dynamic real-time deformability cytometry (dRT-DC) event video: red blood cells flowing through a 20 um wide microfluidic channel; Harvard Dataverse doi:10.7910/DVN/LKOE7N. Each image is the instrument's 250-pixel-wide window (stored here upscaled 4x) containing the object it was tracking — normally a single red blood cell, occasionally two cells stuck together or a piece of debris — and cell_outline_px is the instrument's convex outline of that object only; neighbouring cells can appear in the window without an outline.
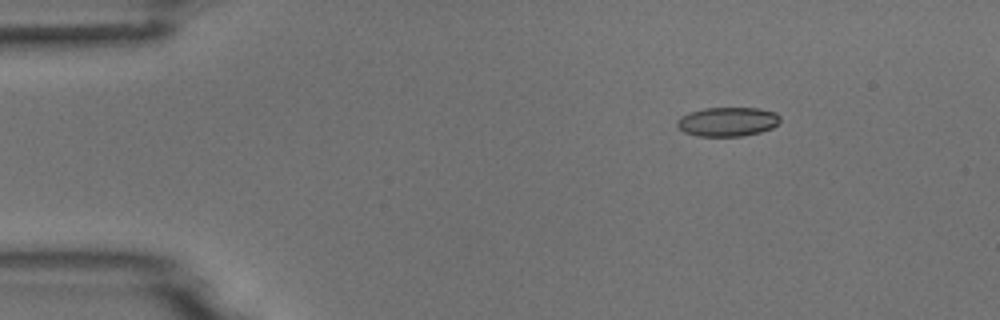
{"species": "common noctule bat (a hibernating species)", "species_latin": "Nyctalus noctula", "temperature_condition": "room temperature", "stored_images_in_passage": 4, "camera_frame_rate_fps": 3000, "um_per_image_px": 0.085, "animal": {"sex": "male", "body_mass_g": 18.8}, "frame": {"image": 1, "passage_image": 2, "time_ms": 0.333, "image_size_px": [1000, 320], "cell_outline_px": [[780, 120], [772, 128], [760, 132], [740, 136], [700, 136], [684, 132], [676, 124], [676, 120], [680, 116], [688, 112], [704, 108], [756, 108], [776, 112], [780, 116]], "centroid_in_image_um": [61.82, 10.33], "position_along_channel_um": 23.2, "area_um2": 17.51}}